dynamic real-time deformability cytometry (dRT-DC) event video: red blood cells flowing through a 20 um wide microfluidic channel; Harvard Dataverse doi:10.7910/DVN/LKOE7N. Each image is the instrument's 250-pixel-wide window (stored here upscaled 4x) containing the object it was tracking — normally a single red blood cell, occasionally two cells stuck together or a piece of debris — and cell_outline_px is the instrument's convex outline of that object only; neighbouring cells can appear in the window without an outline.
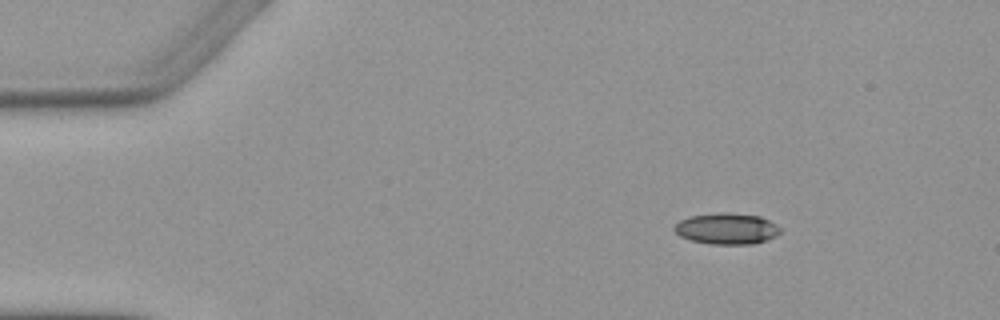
{"species": "Egyptian fruit bat (a non-hibernating species)", "species_latin": "Rousettus aegyptiacus", "temperature_condition": "warm", "stored_images_in_passage": 4, "camera_frame_rate_fps": 3000, "um_per_image_px": 0.085, "animal": {"sex": "female"}, "frame": {"image": 1, "passage_image": 2, "time_ms": 1.0, "image_size_px": [1000, 320], "cell_outline_px": [[780, 232], [776, 236], [752, 244], [712, 244], [692, 240], [680, 236], [672, 228], [680, 220], [688, 216], [720, 212], [724, 212], [760, 216], [776, 224], [780, 228]], "centroid_in_image_um": [61.75, 19.42], "position_along_channel_um": 23.2, "area_um2": 19.13}}
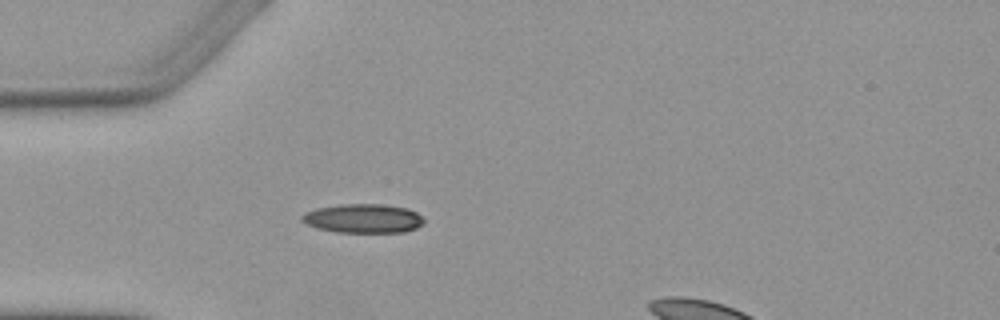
{"frame": {"image": 2, "passage_image": 4, "time_ms": 3.667, "image_size_px": [1000, 320], "cell_outline_px": [[424, 224], [416, 228], [404, 232], [336, 232], [316, 228], [304, 224], [300, 220], [300, 216], [304, 212], [316, 208], [340, 204], [380, 204], [408, 208], [416, 212], [424, 220]], "centroid_in_image_um": [30.82, 18.57], "position_along_channel_um": 54.2, "area_um2": 20.87}}